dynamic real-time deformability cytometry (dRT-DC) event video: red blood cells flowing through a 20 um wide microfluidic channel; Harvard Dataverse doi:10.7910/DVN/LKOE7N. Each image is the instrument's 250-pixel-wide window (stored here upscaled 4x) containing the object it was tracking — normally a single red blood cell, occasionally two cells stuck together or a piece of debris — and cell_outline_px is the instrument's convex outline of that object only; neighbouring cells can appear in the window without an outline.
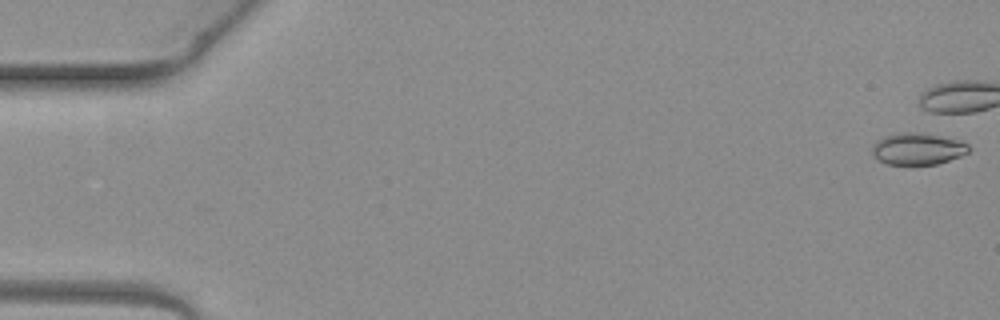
{"species": "common noctule bat (a hibernating species)", "species_latin": "Nyctalus noctula", "temperature_condition": "warm", "stored_images_in_passage": 2, "camera_frame_rate_fps": 3000, "um_per_image_px": 0.085, "animal": {"sex": "female", "body_mass_g": 19.3, "forearm_length_mm": 54.1}, "frame": {"image": 1, "passage_image": 2, "time_ms": 0.333, "image_size_px": [1000, 320], "cell_outline_px": [[972, 148], [968, 152], [960, 156], [936, 164], [888, 164], [876, 160], [872, 156], [872, 148], [876, 140], [884, 136], [900, 132], [912, 132], [960, 140], [968, 144]], "centroid_in_image_um": [77.97, 12.66], "position_along_channel_um": 7.0, "area_um2": 17.8}}